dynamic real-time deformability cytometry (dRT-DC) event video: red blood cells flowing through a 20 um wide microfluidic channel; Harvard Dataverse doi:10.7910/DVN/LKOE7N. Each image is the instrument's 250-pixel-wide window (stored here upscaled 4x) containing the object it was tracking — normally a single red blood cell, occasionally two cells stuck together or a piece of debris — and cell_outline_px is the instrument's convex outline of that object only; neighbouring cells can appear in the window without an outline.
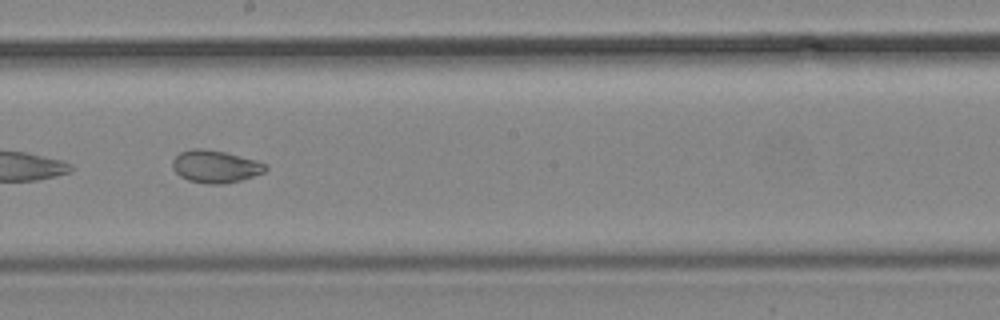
{"species": "common noctule bat (a hibernating species)", "species_latin": "Nyctalus noctula", "temperature_condition": "cold", "stored_images_in_passage": 9, "camera_frame_rate_fps": 3000, "um_per_image_px": 0.085, "animal": {"sex": "male", "body_mass_g": 19.2, "forearm_length_mm": 51.8}, "frame": {"image": 1, "passage_image": 9, "time_ms": 9.667, "image_size_px": [1000, 320], "cell_outline_px": [[268, 168], [264, 172], [240, 180], [220, 184], [208, 184], [188, 180], [180, 176], [172, 168], [172, 160], [180, 152], [192, 148], [200, 148], [224, 152], [256, 160], [264, 164]], "centroid_in_image_um": [18.27, 14.15], "position_along_channel_um": 229.9, "area_um2": 17.4}}